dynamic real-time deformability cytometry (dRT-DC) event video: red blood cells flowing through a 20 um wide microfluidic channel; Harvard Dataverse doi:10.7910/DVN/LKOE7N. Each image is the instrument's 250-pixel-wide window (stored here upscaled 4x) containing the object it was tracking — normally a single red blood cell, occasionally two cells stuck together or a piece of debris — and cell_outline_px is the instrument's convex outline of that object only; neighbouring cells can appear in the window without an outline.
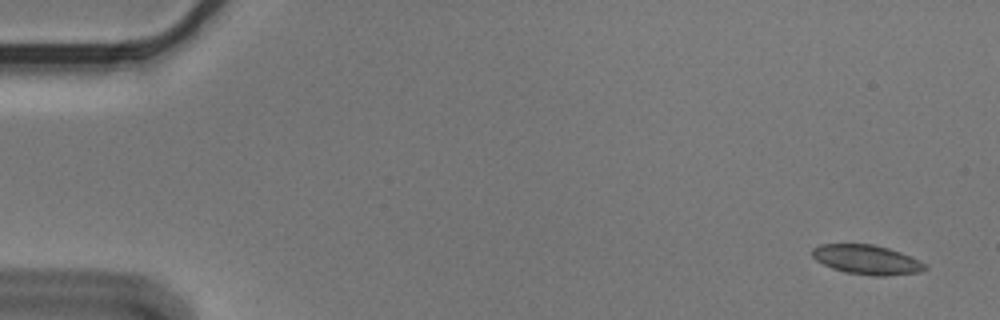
{"species": "Egyptian fruit bat (a non-hibernating species)", "species_latin": "Rousettus aegyptiacus", "temperature_condition": "cold", "stored_images_in_passage": 3, "camera_frame_rate_fps": 3000, "um_per_image_px": 0.085, "animal": {"sex": "male"}, "frame": {"image": 1, "passage_image": 1, "time_ms": 0.0, "image_size_px": [1000, 320], "cell_outline_px": [[928, 268], [920, 272], [884, 276], [876, 276], [848, 272], [832, 268], [816, 260], [812, 256], [812, 248], [820, 244], [872, 244], [888, 248], [900, 252], [920, 260]], "centroid_in_image_um": [73.68, 22.06], "position_along_channel_um": 11.3, "area_um2": 19.19}}